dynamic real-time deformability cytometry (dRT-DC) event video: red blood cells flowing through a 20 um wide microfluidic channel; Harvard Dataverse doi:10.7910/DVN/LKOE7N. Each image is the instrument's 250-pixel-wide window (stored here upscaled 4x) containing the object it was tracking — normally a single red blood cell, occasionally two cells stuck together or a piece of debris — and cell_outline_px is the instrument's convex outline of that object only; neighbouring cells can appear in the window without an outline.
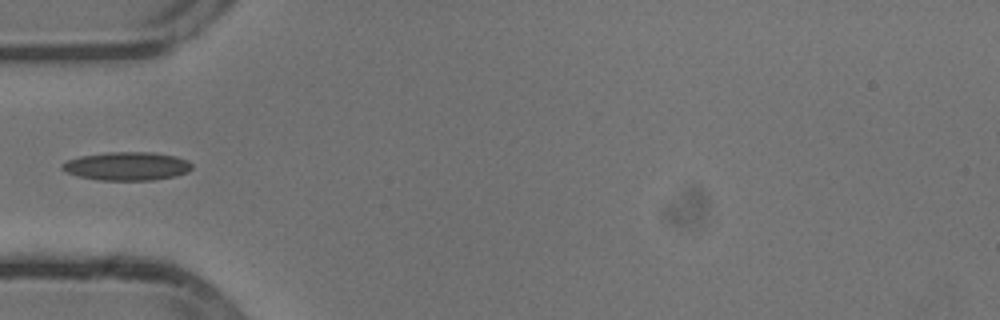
{"species": "common noctule bat (a hibernating species)", "species_latin": "Nyctalus noctula", "temperature_condition": "cold", "stored_images_in_passage": 10, "camera_frame_rate_fps": 3000, "um_per_image_px": 0.085, "animal": {"sex": "male", "body_mass_g": 13.3}, "frame": {"image": 1, "passage_image": 1, "time_ms": 0.0, "image_size_px": [1000, 320], "cell_outline_px": [[192, 168], [188, 172], [176, 176], [152, 180], [100, 180], [80, 176], [68, 172], [60, 168], [68, 160], [80, 156], [108, 152], [152, 152], [176, 156], [188, 160], [192, 164]], "centroid_in_image_um": [10.85, 14.12], "position_along_channel_um": 74.2, "area_um2": 21.39}}
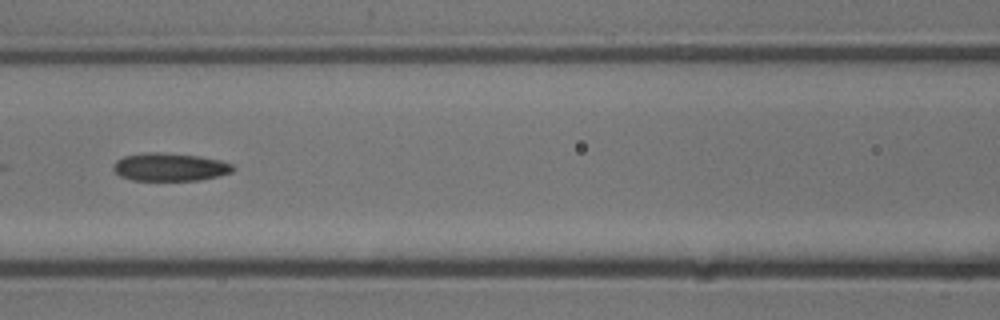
{"frame": {"image": 2, "passage_image": 7, "time_ms": 2.0, "image_size_px": [1000, 320], "cell_outline_px": [[236, 168], [232, 172], [220, 176], [200, 180], [132, 180], [120, 176], [112, 168], [112, 164], [116, 160], [124, 156], [148, 152], [160, 152], [200, 156], [220, 160], [232, 164]], "centroid_in_image_um": [14.45, 14.19], "position_along_channel_um": 152.2, "area_um2": 19.65}}
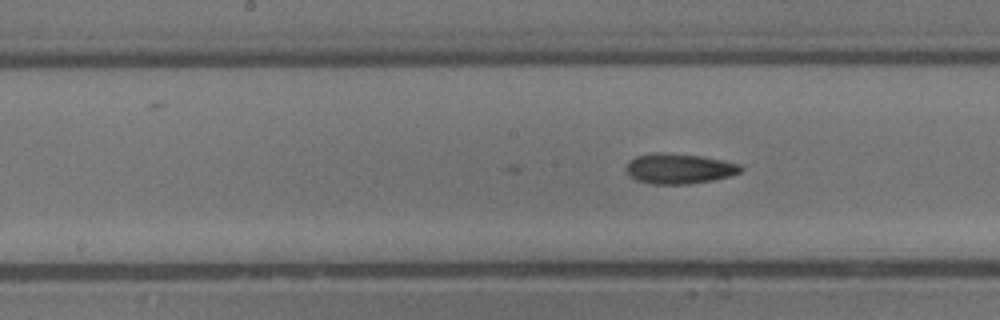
{"frame": {"image": 3, "passage_image": 10, "time_ms": 3.0, "image_size_px": [1000, 320], "cell_outline_px": [[744, 168], [740, 172], [732, 176], [712, 180], [688, 184], [652, 184], [636, 180], [628, 176], [628, 160], [636, 156], [656, 152], [664, 152], [700, 156], [740, 164]], "centroid_in_image_um": [57.72, 14.33], "position_along_channel_um": 190.5, "area_um2": 20.17}}